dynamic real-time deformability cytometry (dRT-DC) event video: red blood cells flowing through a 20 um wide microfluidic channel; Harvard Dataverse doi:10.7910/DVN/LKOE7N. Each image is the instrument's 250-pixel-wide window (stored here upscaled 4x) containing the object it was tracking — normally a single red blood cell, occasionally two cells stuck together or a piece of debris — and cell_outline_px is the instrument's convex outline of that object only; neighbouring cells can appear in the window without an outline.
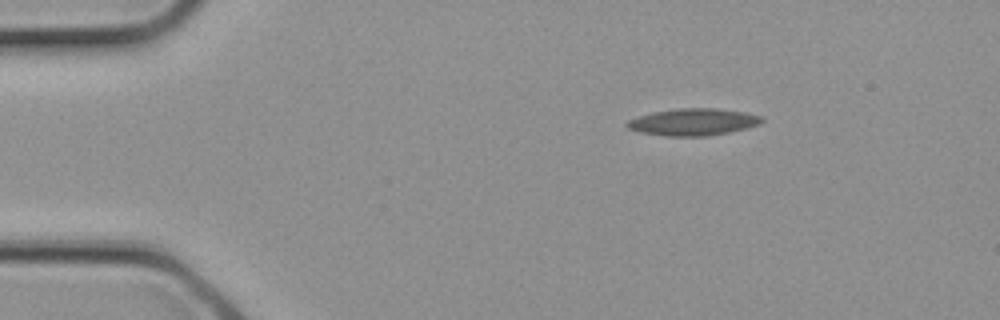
{"species": "common noctule bat (a hibernating species)", "species_latin": "Nyctalus noctula", "temperature_condition": "cold", "stored_images_in_passage": 3, "camera_frame_rate_fps": 3000, "um_per_image_px": 0.085, "animal": {"sex": "female", "body_mass_g": 21.9}, "frame": {"image": 1, "passage_image": 1, "time_ms": 0.0, "image_size_px": [1000, 320], "cell_outline_px": [[764, 120], [760, 124], [748, 128], [708, 136], [664, 136], [640, 132], [628, 128], [624, 124], [628, 120], [652, 112], [680, 108], [716, 108], [744, 112], [764, 116]], "centroid_in_image_um": [58.95, 10.37], "position_along_channel_um": 26.1, "area_um2": 21.27}}